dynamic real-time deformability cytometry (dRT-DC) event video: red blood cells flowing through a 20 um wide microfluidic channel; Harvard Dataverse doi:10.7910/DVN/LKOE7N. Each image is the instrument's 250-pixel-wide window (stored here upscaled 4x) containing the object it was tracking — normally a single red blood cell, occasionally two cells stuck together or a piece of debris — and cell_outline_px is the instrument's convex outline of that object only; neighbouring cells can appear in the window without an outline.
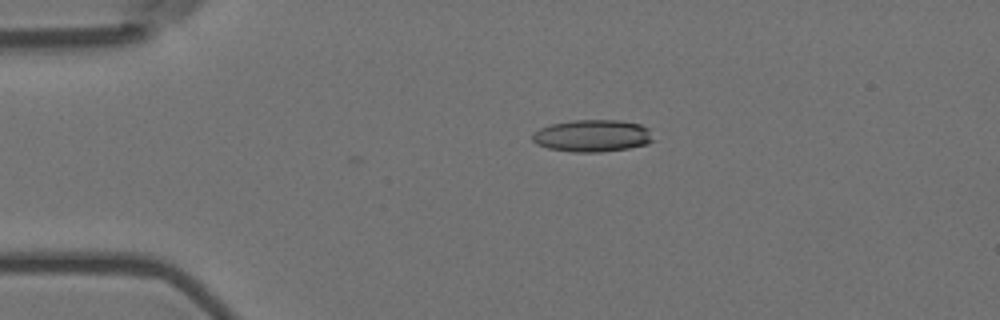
{"species": "Egyptian fruit bat (a non-hibernating species)", "species_latin": "Rousettus aegyptiacus", "temperature_condition": "room temperature", "stored_images_in_passage": 4, "camera_frame_rate_fps": 3000, "um_per_image_px": 0.085, "animal": {"sex": "female"}, "frame": {"image": 1, "passage_image": 4, "time_ms": 1.0, "image_size_px": [1000, 320], "cell_outline_px": [[652, 140], [648, 144], [628, 148], [600, 152], [572, 152], [548, 148], [536, 144], [532, 140], [532, 132], [540, 128], [552, 124], [572, 120], [620, 120], [640, 124], [648, 128]], "centroid_in_image_um": [50.32, 11.54], "position_along_channel_um": 34.7, "area_um2": 22.6}}